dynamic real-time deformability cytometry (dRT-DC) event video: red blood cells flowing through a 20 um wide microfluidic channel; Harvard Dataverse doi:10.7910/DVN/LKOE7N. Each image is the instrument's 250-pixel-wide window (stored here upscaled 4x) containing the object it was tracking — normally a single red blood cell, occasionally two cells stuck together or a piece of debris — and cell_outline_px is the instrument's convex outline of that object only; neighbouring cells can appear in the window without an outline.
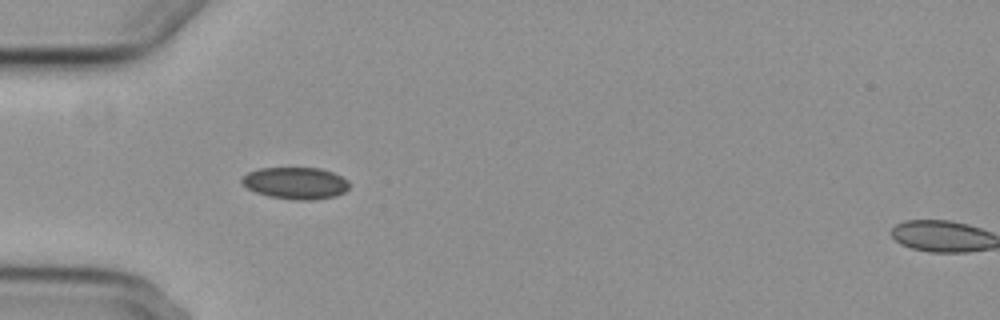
{"species": "common noctule bat (a hibernating species)", "species_latin": "Nyctalus noctula", "temperature_condition": "cold", "stored_images_in_passage": 3, "camera_frame_rate_fps": 3000, "um_per_image_px": 0.085, "animal": {"sex": "female", "body_mass_g": 29.2, "forearm_length_mm": 56.3}, "frame": {"image": 1, "passage_image": 1, "time_ms": 0.0, "image_size_px": [1000, 320], "cell_outline_px": [[348, 188], [344, 192], [336, 196], [312, 200], [292, 200], [268, 196], [256, 192], [248, 188], [240, 180], [248, 172], [260, 168], [320, 168], [332, 172], [348, 180]], "centroid_in_image_um": [25.13, 15.57], "position_along_channel_um": 59.9, "area_um2": 19.88}}
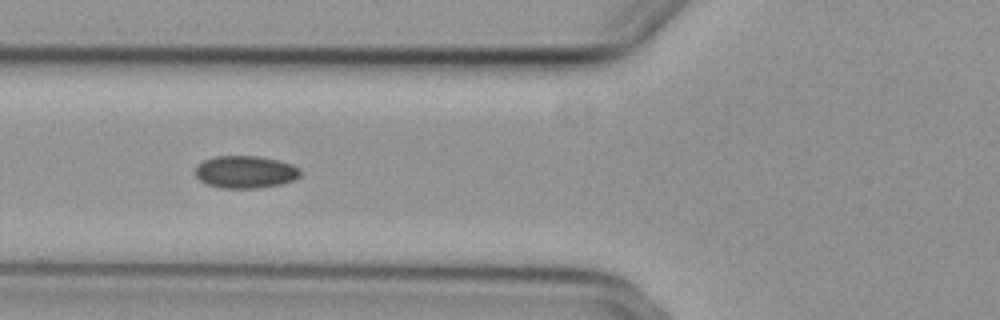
{"frame": {"image": 2, "passage_image": 2, "time_ms": 1.333, "image_size_px": [1000, 320], "cell_outline_px": [[300, 176], [296, 180], [280, 184], [256, 188], [220, 188], [208, 184], [200, 180], [196, 176], [196, 164], [204, 160], [216, 156], [256, 156], [280, 160], [292, 164], [300, 168]], "centroid_in_image_um": [20.88, 14.61], "position_along_channel_um": 104.9, "area_um2": 19.94}}